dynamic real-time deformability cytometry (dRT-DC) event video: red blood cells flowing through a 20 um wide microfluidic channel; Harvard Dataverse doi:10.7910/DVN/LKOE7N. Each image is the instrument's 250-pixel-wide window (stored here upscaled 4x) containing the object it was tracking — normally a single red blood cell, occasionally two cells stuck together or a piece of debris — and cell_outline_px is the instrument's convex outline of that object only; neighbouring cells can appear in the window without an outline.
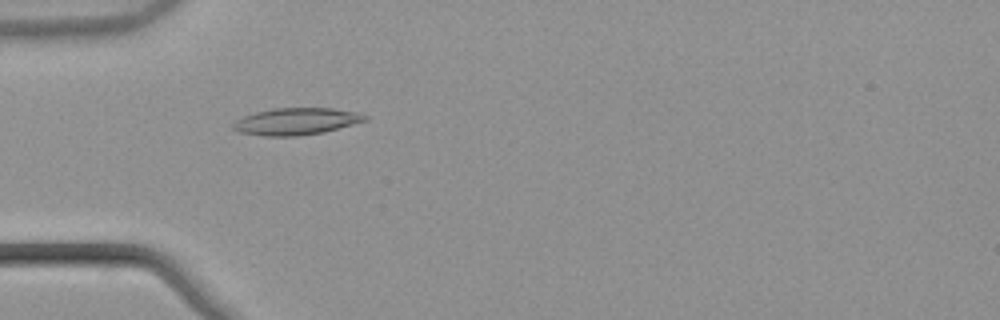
{"species": "common noctule bat (a hibernating species)", "species_latin": "Nyctalus noctula", "temperature_condition": "warm", "stored_images_in_passage": 40, "camera_frame_rate_fps": 3000, "um_per_image_px": 0.085, "animal": {"sex": "male", "body_mass_g": 21.5, "forearm_length_mm": 52.0}, "frame": {"image": 1, "passage_image": 4, "time_ms": 1.0, "image_size_px": [1000, 320], "cell_outline_px": [[368, 120], [324, 132], [296, 136], [264, 136], [236, 132], [232, 128], [232, 124], [236, 120], [244, 116], [256, 112], [272, 108], [332, 108], [356, 112], [368, 116]], "centroid_in_image_um": [25.15, 10.32], "position_along_channel_um": 59.8, "area_um2": 20.75}}
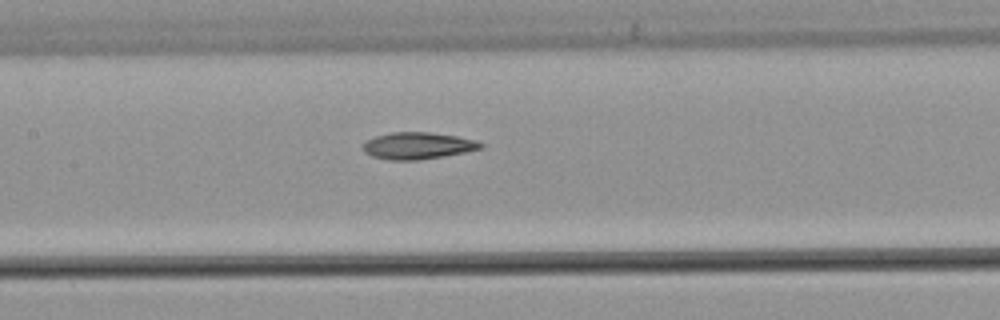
{"frame": {"image": 2, "passage_image": 13, "time_ms": 4.0, "image_size_px": [1000, 320], "cell_outline_px": [[484, 148], [444, 156], [416, 160], [388, 160], [372, 156], [364, 152], [364, 144], [368, 140], [376, 136], [392, 132], [428, 132], [456, 136], [476, 140], [484, 144]], "centroid_in_image_um": [35.54, 12.39], "position_along_channel_um": 171.9, "area_um2": 18.26}}
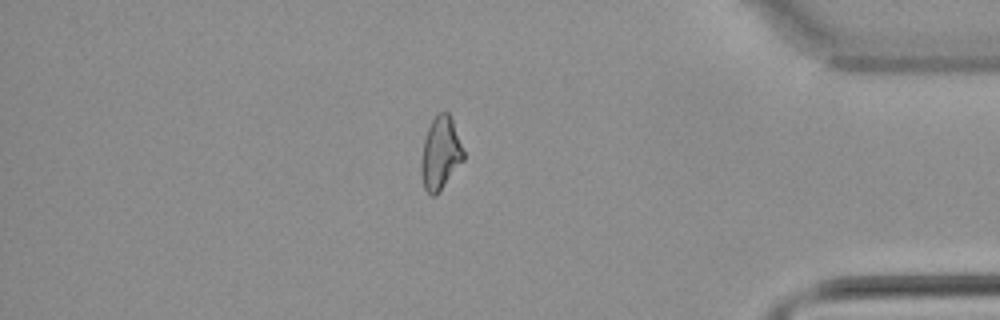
{"frame": {"image": 3, "passage_image": 33, "time_ms": 10.667, "image_size_px": [1000, 320], "cell_outline_px": [[464, 160], [436, 196], [432, 196], [424, 188], [420, 172], [420, 164], [424, 140], [428, 128], [432, 120], [440, 112], [448, 112], [452, 120], [464, 152]], "centroid_in_image_um": [37.42, 13.07], "position_along_channel_um": 397.8, "area_um2": 17.8}, "authors_computed_cell_mechanics": {"area_um2": 18.3515, "velocity_mm_per_s": 3.866, "shape_relaxation_time_tau1_ms": null, "shape_relaxation_time_tau2_ms": 4.5946, "deformation_change_tau1": null, "deformation_change_tau2": 0.1275}}